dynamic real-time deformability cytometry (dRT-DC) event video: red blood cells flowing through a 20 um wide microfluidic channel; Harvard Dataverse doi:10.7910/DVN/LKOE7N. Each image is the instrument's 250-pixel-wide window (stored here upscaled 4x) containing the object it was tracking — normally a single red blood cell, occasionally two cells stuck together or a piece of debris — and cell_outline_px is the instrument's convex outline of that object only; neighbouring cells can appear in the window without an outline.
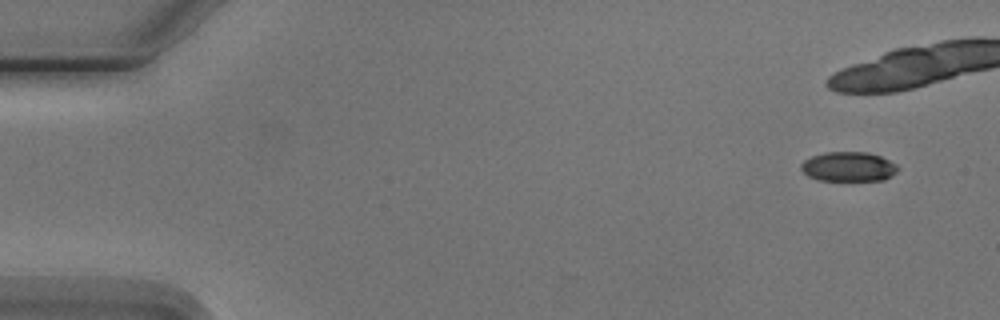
{"species": "Egyptian fruit bat (a non-hibernating species)", "species_latin": "Rousettus aegyptiacus", "temperature_condition": "cold", "stored_images_in_passage": 9, "camera_frame_rate_fps": 3000, "um_per_image_px": 0.085, "animal": {"sex": "male"}, "frame": {"image": 1, "passage_image": 1, "time_ms": 0.0, "image_size_px": [1000, 320], "cell_outline_px": [[900, 168], [892, 176], [884, 180], [820, 180], [808, 176], [800, 168], [800, 164], [804, 160], [812, 156], [824, 152], [868, 152], [880, 156], [896, 164]], "centroid_in_image_um": [72.13, 14.16], "position_along_channel_um": 12.9, "area_um2": 16.7}}
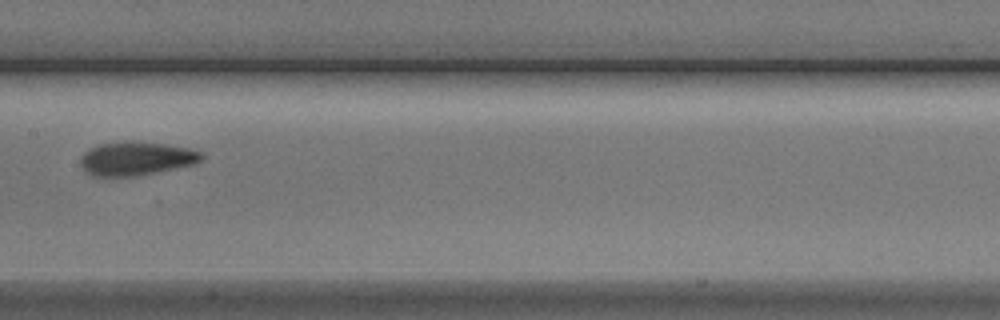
{"frame": {"image": 2, "passage_image": 9, "time_ms": 10.0, "image_size_px": [1000, 320], "cell_outline_px": [[204, 156], [200, 160], [192, 164], [136, 176], [92, 176], [80, 164], [80, 160], [84, 152], [96, 144], [124, 140], [132, 140], [164, 144], [188, 148], [200, 152]], "centroid_in_image_um": [11.52, 13.45], "position_along_channel_um": 195.9, "area_um2": 23.64}}